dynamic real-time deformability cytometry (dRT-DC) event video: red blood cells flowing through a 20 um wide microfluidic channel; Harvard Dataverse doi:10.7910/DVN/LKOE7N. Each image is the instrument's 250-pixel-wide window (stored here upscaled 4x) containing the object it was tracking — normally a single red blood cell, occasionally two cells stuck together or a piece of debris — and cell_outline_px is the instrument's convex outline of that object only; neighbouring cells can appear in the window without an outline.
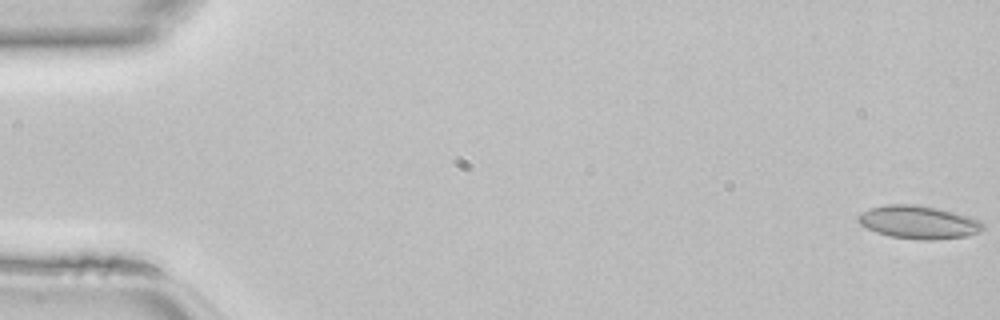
{"species": "common noctule bat (a hibernating species)", "species_latin": "Nyctalus noctula", "temperature_condition": "room temperature", "stored_images_in_passage": 46, "camera_frame_rate_fps": 3000, "um_per_image_px": 0.085, "animal": {"sex": "female", "body_mass_g": 22.7, "forearm_length_mm": 54.2}, "frame": {"image": 1, "passage_image": 1, "time_ms": 0.0, "image_size_px": [1000, 320], "cell_outline_px": [[984, 228], [968, 236], [932, 240], [920, 240], [888, 236], [876, 232], [860, 224], [856, 220], [860, 212], [868, 208], [884, 204], [916, 204], [940, 208], [968, 216], [980, 220], [984, 224]], "centroid_in_image_um": [78.04, 18.87], "position_along_channel_um": 7.0, "area_um2": 24.33}}
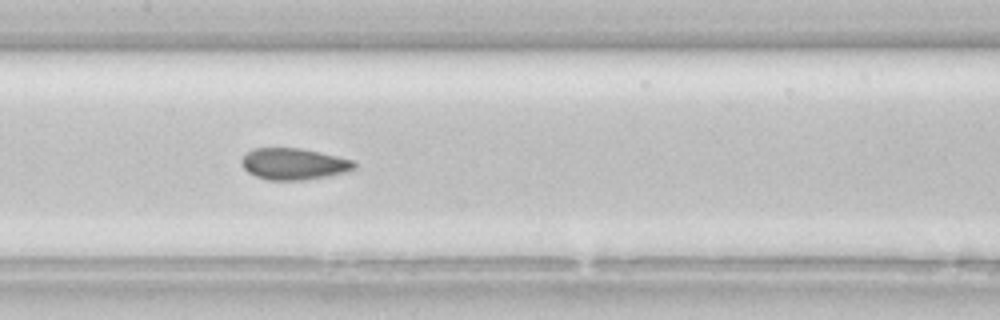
{"frame": {"image": 2, "passage_image": 23, "time_ms": 7.333, "image_size_px": [1000, 320], "cell_outline_px": [[356, 168], [348, 172], [328, 176], [300, 180], [268, 180], [256, 176], [248, 172], [240, 164], [240, 160], [252, 148], [300, 148], [320, 152], [356, 160]], "centroid_in_image_um": [25.0, 13.93], "position_along_channel_um": 182.4, "area_um2": 20.87}}
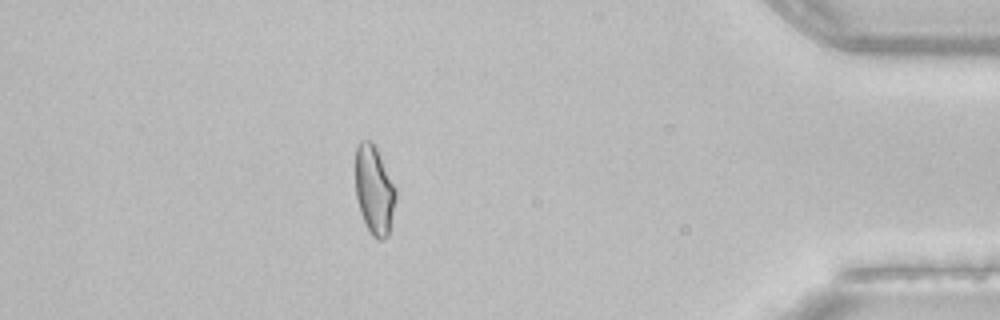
{"frame": {"image": 3, "passage_image": 41, "time_ms": 13.333, "image_size_px": [1000, 320], "cell_outline_px": [[396, 200], [388, 236], [384, 240], [376, 240], [372, 236], [360, 212], [356, 196], [356, 148], [360, 140], [372, 140], [396, 188]], "centroid_in_image_um": [31.82, 16.17], "position_along_channel_um": 403.4, "area_um2": 20.81}}